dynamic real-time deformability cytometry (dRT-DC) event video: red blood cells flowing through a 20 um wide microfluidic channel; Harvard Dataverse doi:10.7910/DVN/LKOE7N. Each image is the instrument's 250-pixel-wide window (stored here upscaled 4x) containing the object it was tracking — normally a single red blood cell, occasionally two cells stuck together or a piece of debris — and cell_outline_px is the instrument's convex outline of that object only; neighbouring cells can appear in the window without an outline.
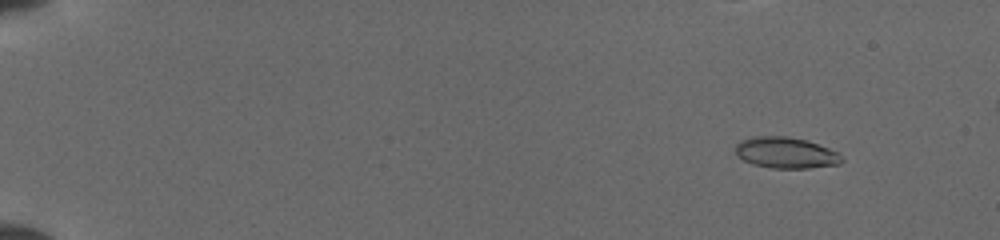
{"species": "common noctule bat (a hibernating species)", "species_latin": "Nyctalus noctula", "temperature_condition": "cold", "stored_images_in_passage": 53, "camera_frame_rate_fps": 3000, "um_per_image_px": 0.085, "animal": {"sex": "female", "body_mass_g": 19.5, "forearm_length_mm": 54.1}, "frame": {"image": 1, "passage_image": 9, "time_ms": 1.667, "image_size_px": [1000, 240], "cell_outline_px": [[844, 160], [840, 164], [808, 168], [772, 168], [752, 164], [736, 156], [736, 144], [740, 140], [752, 136], [788, 136], [804, 140], [828, 148], [836, 152]], "centroid_in_image_um": [66.75, 12.98], "position_along_channel_um": 18.3, "area_um2": 19.19}}